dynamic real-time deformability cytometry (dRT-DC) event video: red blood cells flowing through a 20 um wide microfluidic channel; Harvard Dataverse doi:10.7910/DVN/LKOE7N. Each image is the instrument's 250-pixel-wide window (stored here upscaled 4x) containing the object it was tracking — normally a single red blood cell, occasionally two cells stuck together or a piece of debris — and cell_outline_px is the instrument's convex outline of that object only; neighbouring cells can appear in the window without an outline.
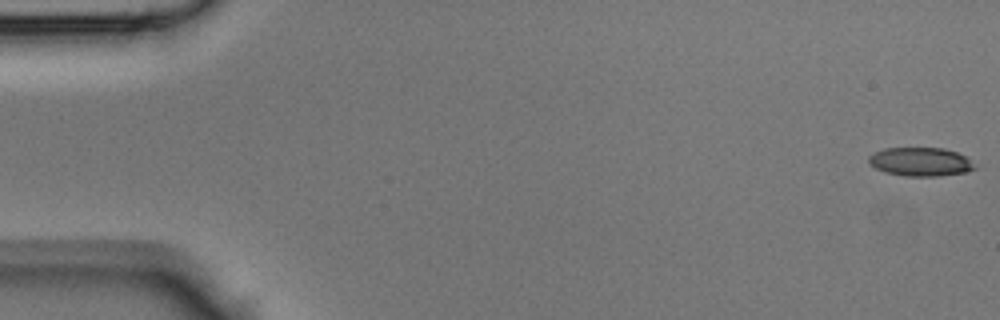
{"species": "Egyptian fruit bat (a non-hibernating species)", "species_latin": "Rousettus aegyptiacus", "temperature_condition": "room temperature", "stored_images_in_passage": 45, "camera_frame_rate_fps": 3000, "um_per_image_px": 0.085, "animal": {"sex": "male"}, "frame": {"image": 1, "passage_image": 1, "time_ms": 0.0, "image_size_px": [1000, 320], "cell_outline_px": [[976, 168], [964, 172], [936, 176], [904, 176], [888, 172], [876, 168], [868, 160], [868, 156], [884, 148], [944, 148], [956, 152], [964, 156]], "centroid_in_image_um": [78.22, 13.74], "position_along_channel_um": 6.8, "area_um2": 17.28}}
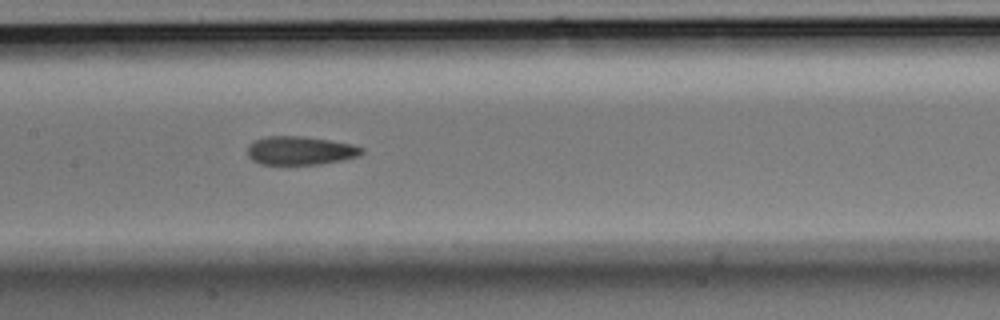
{"frame": {"image": 2, "passage_image": 22, "time_ms": 7.0, "image_size_px": [1000, 320], "cell_outline_px": [[364, 152], [360, 156], [320, 164], [288, 168], [260, 164], [252, 160], [248, 156], [248, 144], [252, 140], [268, 136], [304, 136], [352, 144], [364, 148]], "centroid_in_image_um": [25.46, 12.85], "position_along_channel_um": 181.9, "area_um2": 19.94}}
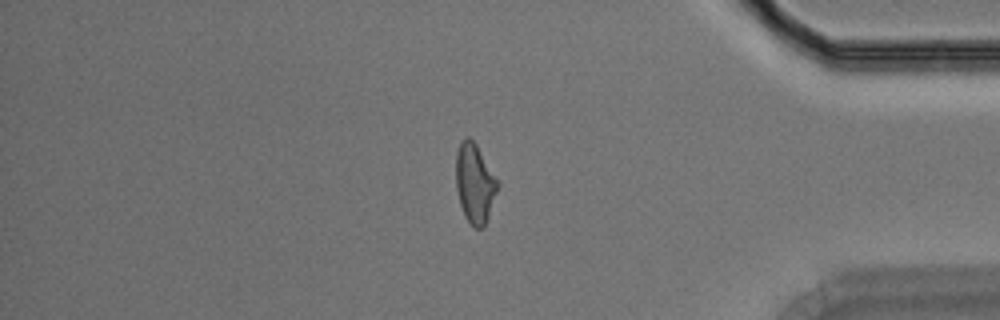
{"frame": {"image": 3, "passage_image": 38, "time_ms": 12.333, "image_size_px": [1000, 320], "cell_outline_px": [[496, 192], [484, 228], [472, 228], [464, 216], [460, 204], [456, 188], [456, 152], [460, 144], [468, 136], [476, 144], [496, 180]], "centroid_in_image_um": [40.31, 15.63], "position_along_channel_um": 394.9, "area_um2": 18.67}}